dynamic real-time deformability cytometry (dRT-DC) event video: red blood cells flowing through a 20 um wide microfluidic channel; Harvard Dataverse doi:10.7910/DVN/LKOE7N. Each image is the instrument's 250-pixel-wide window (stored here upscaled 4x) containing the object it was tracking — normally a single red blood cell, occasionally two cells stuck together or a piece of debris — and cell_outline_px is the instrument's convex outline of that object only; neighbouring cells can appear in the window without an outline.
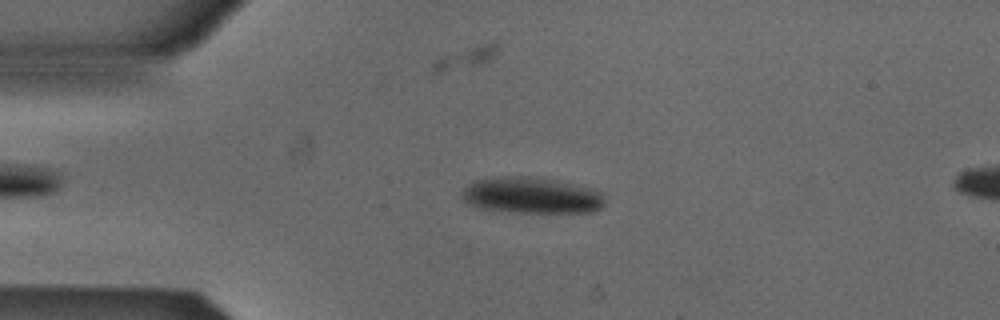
{"species": "Egyptian fruit bat (a non-hibernating species)", "species_latin": "Rousettus aegyptiacus", "temperature_condition": "cold", "stored_images_in_passage": 5, "segment_of_instrument_passage": [1, 2], "camera_frame_rate_fps": 3000, "um_per_image_px": 0.085, "animal": {"sex": "male"}, "frame": {"image": 1, "passage_image": 3, "time_ms": 0.667, "image_size_px": [1000, 320], "cell_outline_px": [[604, 204], [600, 208], [592, 212], [508, 212], [480, 208], [468, 204], [464, 200], [464, 188], [468, 184], [476, 180], [500, 176], [536, 176], [556, 180], [604, 192]], "centroid_in_image_um": [45.19, 16.6], "position_along_channel_um": 39.8, "area_um2": 30.17}}